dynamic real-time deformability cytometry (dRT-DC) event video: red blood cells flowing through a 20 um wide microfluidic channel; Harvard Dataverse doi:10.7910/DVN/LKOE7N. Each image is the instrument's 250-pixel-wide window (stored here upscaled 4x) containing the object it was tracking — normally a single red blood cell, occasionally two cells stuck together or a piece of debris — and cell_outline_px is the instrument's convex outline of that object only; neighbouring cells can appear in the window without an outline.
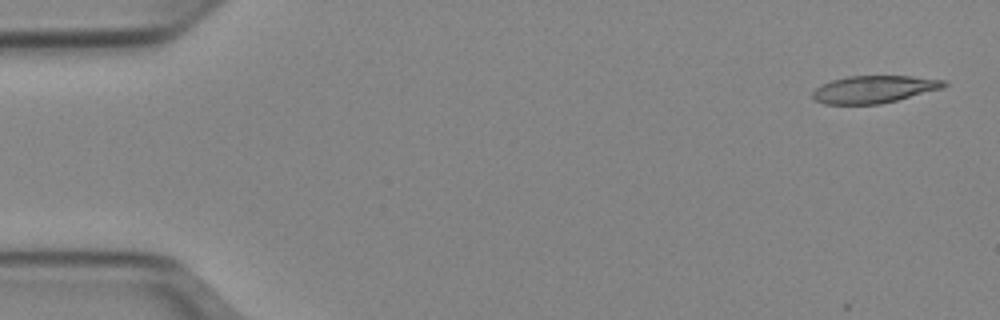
{"species": "Egyptian fruit bat (a non-hibernating species)", "species_latin": "Rousettus aegyptiacus", "temperature_condition": "cold", "stored_images_in_passage": 51, "camera_frame_rate_fps": 3000, "um_per_image_px": 0.085, "animal": {"sex": "female"}, "frame": {"image": 1, "passage_image": 2, "time_ms": 0.333, "image_size_px": [1000, 320], "cell_outline_px": [[948, 84], [944, 88], [880, 104], [824, 104], [816, 100], [812, 96], [812, 92], [820, 84], [832, 80], [848, 76], [912, 76], [948, 80]], "centroid_in_image_um": [74.32, 7.58], "position_along_channel_um": 10.7, "area_um2": 21.04}}
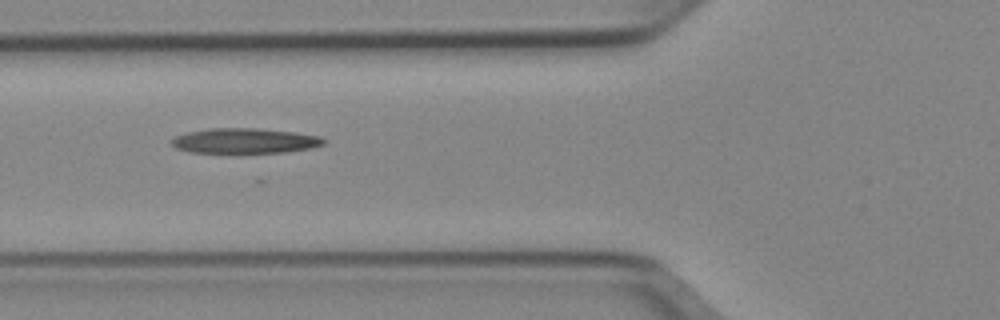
{"frame": {"image": 2, "passage_image": 19, "time_ms": 6.0, "image_size_px": [1000, 320], "cell_outline_px": [[328, 140], [324, 144], [312, 148], [288, 152], [236, 156], [188, 152], [176, 148], [172, 144], [172, 140], [176, 136], [188, 132], [208, 128], [256, 128], [296, 132], [320, 136]], "centroid_in_image_um": [20.82, 12.02], "position_along_channel_um": 105.0, "area_um2": 23.7}}
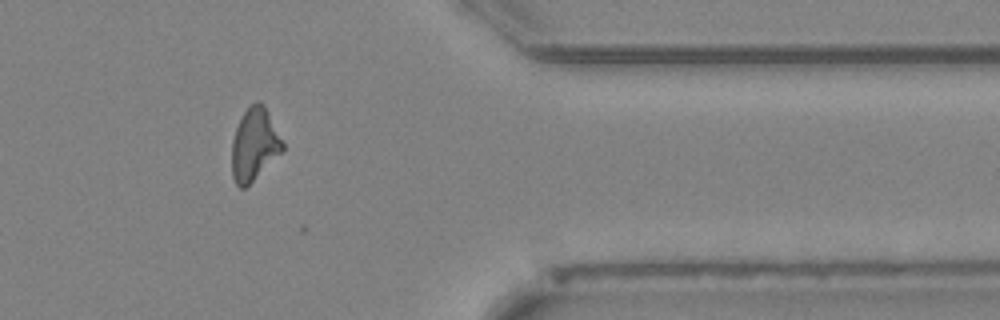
{"frame": {"image": 3, "passage_image": 42, "time_ms": 13.667, "image_size_px": [1000, 320], "cell_outline_px": [[284, 152], [244, 188], [240, 188], [236, 184], [232, 176], [232, 140], [236, 128], [244, 112], [256, 100], [260, 100], [264, 104], [284, 144]], "centroid_in_image_um": [21.64, 12.29], "position_along_channel_um": 389.8, "area_um2": 21.39}, "authors_computed_cell_mechanics": {"area_um2": 21.386, "velocity_mm_per_s": 3.9374, "shape_relaxation_time_tau1_ms": null, "shape_relaxation_time_tau2_ms": 2.8228, "deformation_change_tau1": null, "deformation_change_tau2": 0.1162}}